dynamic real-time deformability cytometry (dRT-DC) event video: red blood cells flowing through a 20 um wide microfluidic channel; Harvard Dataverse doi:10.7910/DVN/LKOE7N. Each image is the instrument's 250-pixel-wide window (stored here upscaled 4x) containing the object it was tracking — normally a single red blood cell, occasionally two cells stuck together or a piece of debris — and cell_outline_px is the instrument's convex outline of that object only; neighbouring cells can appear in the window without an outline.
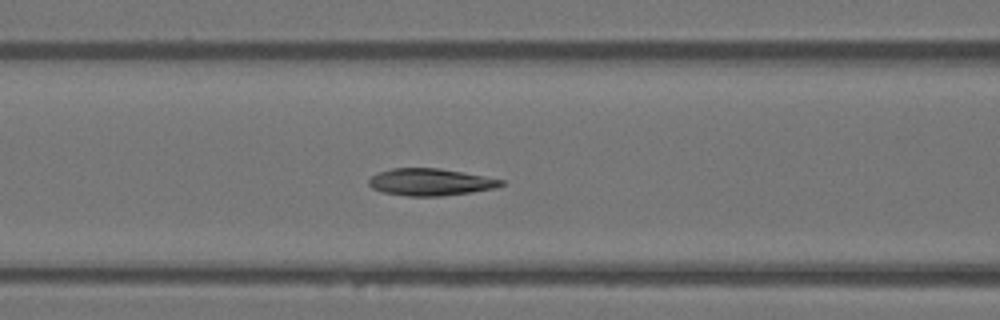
{"species": "Egyptian fruit bat (a non-hibernating species)", "species_latin": "Rousettus aegyptiacus", "temperature_condition": "warm", "stored_images_in_passage": 34, "camera_frame_rate_fps": 3000, "um_per_image_px": 0.085, "animal": {"sex": "female"}, "frame": {"image": 1, "passage_image": 11, "time_ms": 3.333, "image_size_px": [1000, 320], "cell_outline_px": [[504, 184], [496, 188], [472, 192], [440, 196], [408, 196], [384, 192], [372, 188], [368, 184], [368, 180], [372, 176], [380, 172], [392, 168], [440, 168], [484, 176], [504, 180]], "centroid_in_image_um": [36.6, 15.47], "position_along_channel_um": 130.0, "area_um2": 20.75}}
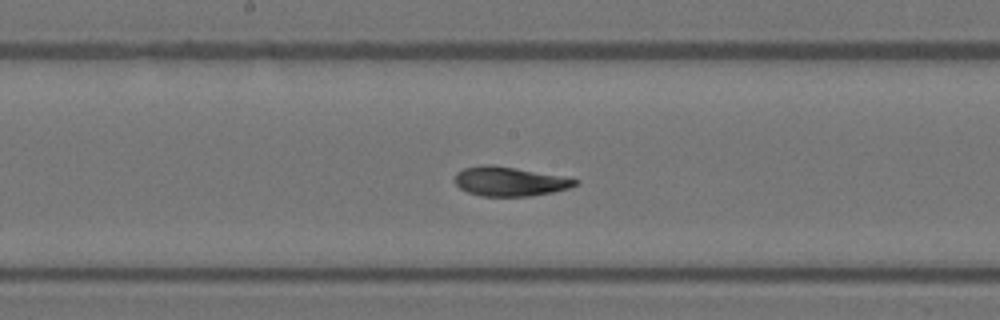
{"frame": {"image": 2, "passage_image": 16, "time_ms": 5.0, "image_size_px": [1000, 320], "cell_outline_px": [[580, 180], [576, 184], [568, 188], [552, 192], [528, 196], [480, 196], [468, 192], [460, 188], [456, 184], [456, 172], [464, 168], [480, 164], [492, 164], [516, 168], [560, 176]], "centroid_in_image_um": [43.27, 15.41], "position_along_channel_um": 204.9, "area_um2": 20.35}}
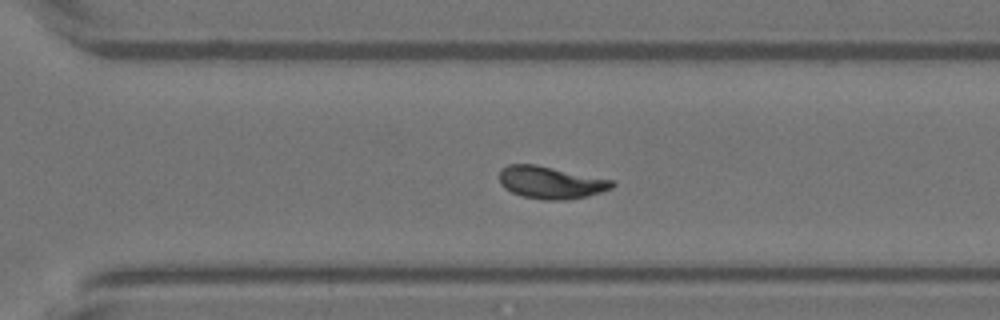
{"frame": {"image": 3, "passage_image": 24, "time_ms": 7.667, "image_size_px": [1000, 320], "cell_outline_px": [[616, 184], [612, 188], [588, 196], [564, 200], [544, 200], [524, 196], [512, 192], [504, 188], [500, 184], [500, 168], [508, 164], [536, 164], [616, 180]], "centroid_in_image_um": [46.84, 15.5], "position_along_channel_um": 323.8, "area_um2": 21.5}}